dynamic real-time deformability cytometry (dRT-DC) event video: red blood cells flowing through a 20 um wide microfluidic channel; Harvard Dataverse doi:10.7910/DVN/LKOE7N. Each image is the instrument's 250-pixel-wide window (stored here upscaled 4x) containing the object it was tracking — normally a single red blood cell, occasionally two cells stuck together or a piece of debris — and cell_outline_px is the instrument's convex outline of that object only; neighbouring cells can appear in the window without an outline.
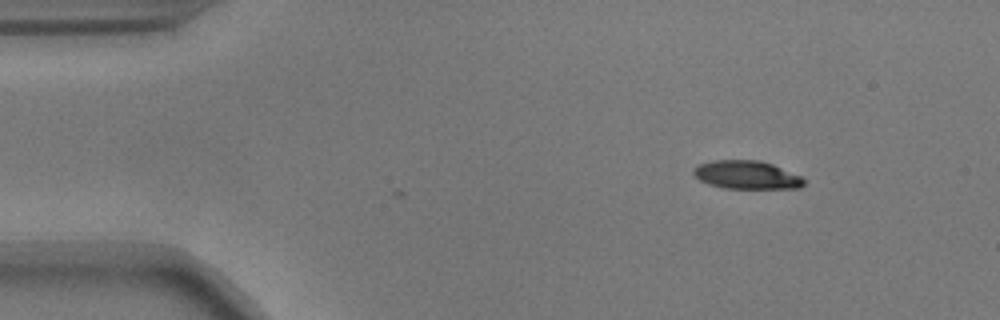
{"species": "common noctule bat (a hibernating species)", "species_latin": "Nyctalus noctula", "temperature_condition": "warm", "stored_images_in_passage": 2, "camera_frame_rate_fps": 3000, "um_per_image_px": 0.085, "animal": {"sex": "male", "body_mass_g": 17.9}, "frame": {"image": 1, "passage_image": 2, "time_ms": 0.333, "image_size_px": [1000, 320], "cell_outline_px": [[804, 184], [800, 188], [724, 188], [708, 184], [700, 180], [692, 172], [692, 168], [700, 164], [712, 160], [760, 160], [772, 164], [800, 176], [804, 180]], "centroid_in_image_um": [63.43, 14.86], "position_along_channel_um": 21.6, "area_um2": 18.09}}